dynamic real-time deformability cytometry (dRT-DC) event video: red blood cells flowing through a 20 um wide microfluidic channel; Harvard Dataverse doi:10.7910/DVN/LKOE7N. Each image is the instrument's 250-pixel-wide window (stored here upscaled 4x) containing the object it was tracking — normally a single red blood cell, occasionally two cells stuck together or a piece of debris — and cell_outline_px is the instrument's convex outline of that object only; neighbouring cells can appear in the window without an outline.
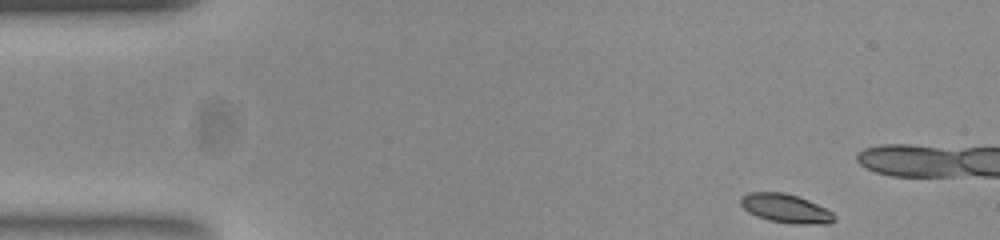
{"species": "common noctule bat (a hibernating species)", "species_latin": "Nyctalus noctula", "temperature_condition": "room temperature", "stored_images_in_passage": 12, "camera_frame_rate_fps": 3000, "um_per_image_px": 0.085, "animal": {"sex": "female", "body_mass_g": 23.0, "forearm_length_mm": 53.4}, "frame": {"image": 1, "passage_image": 1, "time_ms": 0.0, "image_size_px": [1000, 240], "cell_outline_px": [[836, 220], [828, 224], [792, 224], [768, 220], [756, 216], [748, 212], [740, 204], [740, 196], [748, 192], [784, 192], [808, 200], [832, 212], [836, 216]], "centroid_in_image_um": [66.77, 17.72], "position_along_channel_um": 18.2, "area_um2": 15.84}}